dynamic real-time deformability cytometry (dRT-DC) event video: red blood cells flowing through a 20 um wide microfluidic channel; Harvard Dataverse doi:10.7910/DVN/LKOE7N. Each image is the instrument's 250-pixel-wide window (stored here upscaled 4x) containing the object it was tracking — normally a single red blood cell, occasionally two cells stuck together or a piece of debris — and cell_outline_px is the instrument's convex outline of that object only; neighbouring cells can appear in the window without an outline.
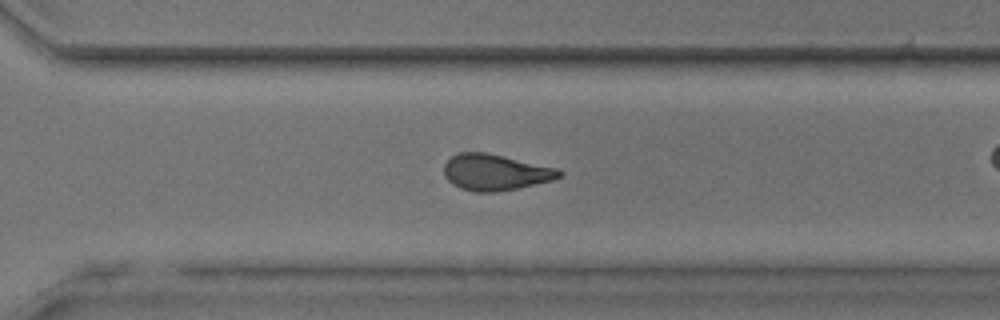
{"species": "common noctule bat (a hibernating species)", "species_latin": "Nyctalus noctula", "temperature_condition": "room temperature", "stored_images_in_passage": 34, "camera_frame_rate_fps": 3000, "um_per_image_px": 0.085, "animal": {"sex": "male", "body_mass_g": 17.9, "forearm_length_mm": 54.2}, "frame": {"image": 1, "passage_image": 29, "time_ms": 9.333, "image_size_px": [1000, 320], "cell_outline_px": [[564, 172], [560, 176], [552, 180], [516, 188], [496, 192], [476, 192], [460, 188], [452, 184], [444, 176], [444, 164], [452, 156], [460, 152], [484, 152], [556, 168]], "centroid_in_image_um": [42.06, 14.65], "position_along_channel_um": 328.5, "area_um2": 23.93}}